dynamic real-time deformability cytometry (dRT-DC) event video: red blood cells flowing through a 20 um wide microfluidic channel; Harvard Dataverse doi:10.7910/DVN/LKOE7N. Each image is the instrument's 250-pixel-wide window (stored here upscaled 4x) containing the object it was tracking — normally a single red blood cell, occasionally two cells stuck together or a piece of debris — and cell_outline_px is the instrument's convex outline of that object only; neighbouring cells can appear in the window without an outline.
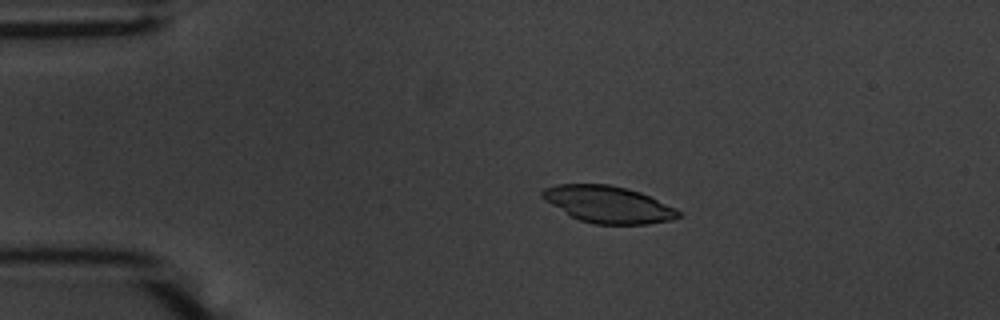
{"species": "common noctule bat (a hibernating species)", "species_latin": "Nyctalus noctula", "temperature_condition": "warm", "stored_images_in_passage": 55, "camera_frame_rate_fps": 3000, "um_per_image_px": 0.085, "animal": {"sex": "male", "body_mass_g": 20.1, "forearm_length_mm": 53.5}, "frame": {"image": 1, "passage_image": 11, "time_ms": 3.333, "image_size_px": [1000, 320], "cell_outline_px": [[684, 216], [672, 220], [648, 224], [596, 224], [580, 220], [572, 216], [544, 200], [540, 196], [540, 192], [544, 188], [556, 184], [608, 184], [628, 188], [640, 192], [676, 208], [684, 212]], "centroid_in_image_um": [51.74, 17.37], "position_along_channel_um": 33.3, "area_um2": 29.36}}
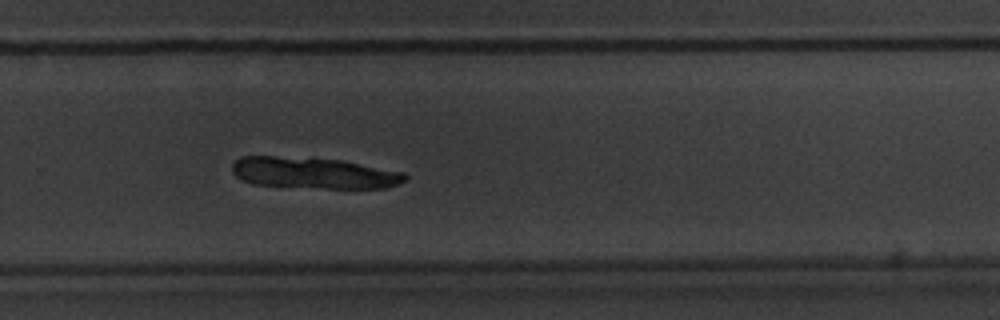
{"frame": {"image": 2, "passage_image": 37, "time_ms": 12.0, "image_size_px": [1000, 320], "cell_outline_px": [[408, 176], [404, 180], [396, 184], [384, 188], [328, 188], [252, 184], [236, 176], [232, 172], [232, 164], [240, 156], [312, 156], [340, 160], [404, 172]], "centroid_in_image_um": [26.63, 14.67], "position_along_channel_um": 303.2, "area_um2": 31.67}}
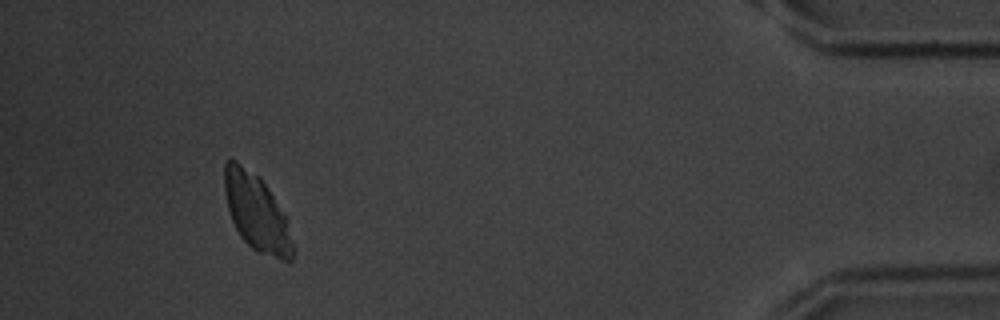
{"frame": {"image": 3, "passage_image": 51, "time_ms": 16.667, "image_size_px": [1000, 320], "cell_outline_px": [[292, 264], [288, 264], [256, 252], [240, 236], [232, 220], [228, 208], [224, 188], [224, 164], [228, 160], [236, 160], [256, 176], [268, 188], [284, 216], [292, 244]], "centroid_in_image_um": [21.79, 18.14], "position_along_channel_um": 413.4, "area_um2": 29.94}}